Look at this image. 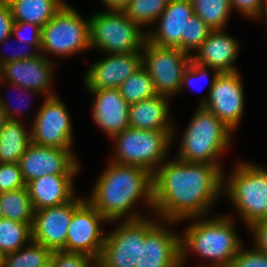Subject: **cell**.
I'll list each match as a JSON object with an SVG mask.
<instances>
[{"label": "cell", "mask_w": 267, "mask_h": 267, "mask_svg": "<svg viewBox=\"0 0 267 267\" xmlns=\"http://www.w3.org/2000/svg\"><path fill=\"white\" fill-rule=\"evenodd\" d=\"M75 175H45L26 184L33 207L41 210L58 206L74 199Z\"/></svg>", "instance_id": "7402d4cb"}, {"label": "cell", "mask_w": 267, "mask_h": 267, "mask_svg": "<svg viewBox=\"0 0 267 267\" xmlns=\"http://www.w3.org/2000/svg\"><path fill=\"white\" fill-rule=\"evenodd\" d=\"M38 53H35L34 51L32 53H28L27 51H25V53H16L13 54L9 57H5V58H1L0 56V67L3 66L4 64L11 62V61H18V60H23V59H29V58H33L38 56Z\"/></svg>", "instance_id": "b9f144b4"}, {"label": "cell", "mask_w": 267, "mask_h": 267, "mask_svg": "<svg viewBox=\"0 0 267 267\" xmlns=\"http://www.w3.org/2000/svg\"><path fill=\"white\" fill-rule=\"evenodd\" d=\"M212 31L208 25L194 14L186 23L185 36L181 37V51L190 54V51L198 50Z\"/></svg>", "instance_id": "1f68e13d"}, {"label": "cell", "mask_w": 267, "mask_h": 267, "mask_svg": "<svg viewBox=\"0 0 267 267\" xmlns=\"http://www.w3.org/2000/svg\"><path fill=\"white\" fill-rule=\"evenodd\" d=\"M31 28L32 31L30 32L29 36H22L23 30ZM22 31V32H21ZM11 34L18 36L19 38V43H27V45L35 50L40 51L41 48V36H42V28L35 25V24H30L26 22H14L12 25V32ZM23 41V42H22Z\"/></svg>", "instance_id": "e575fe53"}, {"label": "cell", "mask_w": 267, "mask_h": 267, "mask_svg": "<svg viewBox=\"0 0 267 267\" xmlns=\"http://www.w3.org/2000/svg\"><path fill=\"white\" fill-rule=\"evenodd\" d=\"M170 0H130L123 8L127 17L139 26L156 21Z\"/></svg>", "instance_id": "4dcf8cb0"}, {"label": "cell", "mask_w": 267, "mask_h": 267, "mask_svg": "<svg viewBox=\"0 0 267 267\" xmlns=\"http://www.w3.org/2000/svg\"><path fill=\"white\" fill-rule=\"evenodd\" d=\"M91 262L97 267L96 259L85 254L67 252L64 250L52 251L50 257L52 267H94Z\"/></svg>", "instance_id": "d6a6232c"}, {"label": "cell", "mask_w": 267, "mask_h": 267, "mask_svg": "<svg viewBox=\"0 0 267 267\" xmlns=\"http://www.w3.org/2000/svg\"><path fill=\"white\" fill-rule=\"evenodd\" d=\"M167 96L156 95L129 106V126L134 129L166 130L172 137L174 129L169 122Z\"/></svg>", "instance_id": "603a6c76"}, {"label": "cell", "mask_w": 267, "mask_h": 267, "mask_svg": "<svg viewBox=\"0 0 267 267\" xmlns=\"http://www.w3.org/2000/svg\"><path fill=\"white\" fill-rule=\"evenodd\" d=\"M118 90L129 105L157 95L153 80L143 66L122 82Z\"/></svg>", "instance_id": "f1b7e54d"}, {"label": "cell", "mask_w": 267, "mask_h": 267, "mask_svg": "<svg viewBox=\"0 0 267 267\" xmlns=\"http://www.w3.org/2000/svg\"><path fill=\"white\" fill-rule=\"evenodd\" d=\"M2 255L0 267H45L50 263L52 251L34 240L26 249Z\"/></svg>", "instance_id": "4316f807"}, {"label": "cell", "mask_w": 267, "mask_h": 267, "mask_svg": "<svg viewBox=\"0 0 267 267\" xmlns=\"http://www.w3.org/2000/svg\"><path fill=\"white\" fill-rule=\"evenodd\" d=\"M232 225L228 216L203 219L190 225L184 231V237H180L181 266L189 250L203 258H210L212 267H231L234 258L242 249Z\"/></svg>", "instance_id": "3957f363"}, {"label": "cell", "mask_w": 267, "mask_h": 267, "mask_svg": "<svg viewBox=\"0 0 267 267\" xmlns=\"http://www.w3.org/2000/svg\"><path fill=\"white\" fill-rule=\"evenodd\" d=\"M231 267H267V255L256 248L249 251L240 249Z\"/></svg>", "instance_id": "d590c367"}, {"label": "cell", "mask_w": 267, "mask_h": 267, "mask_svg": "<svg viewBox=\"0 0 267 267\" xmlns=\"http://www.w3.org/2000/svg\"><path fill=\"white\" fill-rule=\"evenodd\" d=\"M90 45L109 54L132 53L143 49L147 33L122 10H107L90 19Z\"/></svg>", "instance_id": "8992f818"}, {"label": "cell", "mask_w": 267, "mask_h": 267, "mask_svg": "<svg viewBox=\"0 0 267 267\" xmlns=\"http://www.w3.org/2000/svg\"><path fill=\"white\" fill-rule=\"evenodd\" d=\"M14 23L8 2L0 0V44L11 38Z\"/></svg>", "instance_id": "8d00e7d4"}, {"label": "cell", "mask_w": 267, "mask_h": 267, "mask_svg": "<svg viewBox=\"0 0 267 267\" xmlns=\"http://www.w3.org/2000/svg\"><path fill=\"white\" fill-rule=\"evenodd\" d=\"M231 133L214 113L199 106L184 132L177 158L219 165L218 156L229 146Z\"/></svg>", "instance_id": "277c9868"}, {"label": "cell", "mask_w": 267, "mask_h": 267, "mask_svg": "<svg viewBox=\"0 0 267 267\" xmlns=\"http://www.w3.org/2000/svg\"><path fill=\"white\" fill-rule=\"evenodd\" d=\"M237 41L223 33V30H213L202 42L197 54L192 60L205 66L208 70H217L220 73L236 72L234 62L238 58Z\"/></svg>", "instance_id": "44dd1931"}, {"label": "cell", "mask_w": 267, "mask_h": 267, "mask_svg": "<svg viewBox=\"0 0 267 267\" xmlns=\"http://www.w3.org/2000/svg\"><path fill=\"white\" fill-rule=\"evenodd\" d=\"M32 225L7 218L0 219V254L15 252L32 240Z\"/></svg>", "instance_id": "83f0119b"}, {"label": "cell", "mask_w": 267, "mask_h": 267, "mask_svg": "<svg viewBox=\"0 0 267 267\" xmlns=\"http://www.w3.org/2000/svg\"><path fill=\"white\" fill-rule=\"evenodd\" d=\"M14 22H26L43 28L64 6L63 0H6Z\"/></svg>", "instance_id": "cb8c5ba5"}, {"label": "cell", "mask_w": 267, "mask_h": 267, "mask_svg": "<svg viewBox=\"0 0 267 267\" xmlns=\"http://www.w3.org/2000/svg\"><path fill=\"white\" fill-rule=\"evenodd\" d=\"M45 267H52V265H51V263H49L47 266H45Z\"/></svg>", "instance_id": "bcb514c9"}, {"label": "cell", "mask_w": 267, "mask_h": 267, "mask_svg": "<svg viewBox=\"0 0 267 267\" xmlns=\"http://www.w3.org/2000/svg\"><path fill=\"white\" fill-rule=\"evenodd\" d=\"M194 14L212 30H223L232 10L230 0H191Z\"/></svg>", "instance_id": "f546056e"}, {"label": "cell", "mask_w": 267, "mask_h": 267, "mask_svg": "<svg viewBox=\"0 0 267 267\" xmlns=\"http://www.w3.org/2000/svg\"><path fill=\"white\" fill-rule=\"evenodd\" d=\"M31 129L33 144L60 149H70L72 123L64 103L55 95H46Z\"/></svg>", "instance_id": "30bf717a"}, {"label": "cell", "mask_w": 267, "mask_h": 267, "mask_svg": "<svg viewBox=\"0 0 267 267\" xmlns=\"http://www.w3.org/2000/svg\"><path fill=\"white\" fill-rule=\"evenodd\" d=\"M145 218V239L135 267H182L180 237Z\"/></svg>", "instance_id": "2e32d148"}, {"label": "cell", "mask_w": 267, "mask_h": 267, "mask_svg": "<svg viewBox=\"0 0 267 267\" xmlns=\"http://www.w3.org/2000/svg\"><path fill=\"white\" fill-rule=\"evenodd\" d=\"M142 53L143 67L152 78L157 94L169 98L179 92L183 73L192 60V54L178 48L159 47L147 40Z\"/></svg>", "instance_id": "9c48e42d"}, {"label": "cell", "mask_w": 267, "mask_h": 267, "mask_svg": "<svg viewBox=\"0 0 267 267\" xmlns=\"http://www.w3.org/2000/svg\"><path fill=\"white\" fill-rule=\"evenodd\" d=\"M93 193L86 199L107 221L143 218L131 212L135 201L145 198V203L154 206L153 174L145 168L111 162L101 174Z\"/></svg>", "instance_id": "7a4b0ae2"}, {"label": "cell", "mask_w": 267, "mask_h": 267, "mask_svg": "<svg viewBox=\"0 0 267 267\" xmlns=\"http://www.w3.org/2000/svg\"><path fill=\"white\" fill-rule=\"evenodd\" d=\"M194 15L191 0H170L159 16V28L147 34V41L159 47L181 50L187 21Z\"/></svg>", "instance_id": "ffe728a7"}, {"label": "cell", "mask_w": 267, "mask_h": 267, "mask_svg": "<svg viewBox=\"0 0 267 267\" xmlns=\"http://www.w3.org/2000/svg\"><path fill=\"white\" fill-rule=\"evenodd\" d=\"M249 228L254 232L255 248L267 255V220L256 222Z\"/></svg>", "instance_id": "f35d334b"}, {"label": "cell", "mask_w": 267, "mask_h": 267, "mask_svg": "<svg viewBox=\"0 0 267 267\" xmlns=\"http://www.w3.org/2000/svg\"><path fill=\"white\" fill-rule=\"evenodd\" d=\"M108 10H123L130 0H101Z\"/></svg>", "instance_id": "7bdbcfd3"}, {"label": "cell", "mask_w": 267, "mask_h": 267, "mask_svg": "<svg viewBox=\"0 0 267 267\" xmlns=\"http://www.w3.org/2000/svg\"><path fill=\"white\" fill-rule=\"evenodd\" d=\"M207 67L202 66L200 64H197L195 61L191 60L188 67L185 69L182 77V82H181V89L184 86V84L188 85L190 84L193 79H197L198 77H205L208 75L207 73ZM190 87V85H189Z\"/></svg>", "instance_id": "ab89813d"}, {"label": "cell", "mask_w": 267, "mask_h": 267, "mask_svg": "<svg viewBox=\"0 0 267 267\" xmlns=\"http://www.w3.org/2000/svg\"><path fill=\"white\" fill-rule=\"evenodd\" d=\"M225 186L229 199L240 212L248 227L267 220V170L242 163Z\"/></svg>", "instance_id": "5b68a950"}, {"label": "cell", "mask_w": 267, "mask_h": 267, "mask_svg": "<svg viewBox=\"0 0 267 267\" xmlns=\"http://www.w3.org/2000/svg\"><path fill=\"white\" fill-rule=\"evenodd\" d=\"M109 54L87 70L84 84L87 89L118 88L129 76L143 66V53Z\"/></svg>", "instance_id": "e0dca14e"}, {"label": "cell", "mask_w": 267, "mask_h": 267, "mask_svg": "<svg viewBox=\"0 0 267 267\" xmlns=\"http://www.w3.org/2000/svg\"><path fill=\"white\" fill-rule=\"evenodd\" d=\"M116 143L115 159L112 162L147 169L152 174L159 168L172 136L166 130L126 128L112 137ZM158 166V167H157Z\"/></svg>", "instance_id": "52a82bcc"}, {"label": "cell", "mask_w": 267, "mask_h": 267, "mask_svg": "<svg viewBox=\"0 0 267 267\" xmlns=\"http://www.w3.org/2000/svg\"><path fill=\"white\" fill-rule=\"evenodd\" d=\"M107 220L87 200L73 213L66 238V251L88 255L98 261L106 235L100 223Z\"/></svg>", "instance_id": "4fadbf2b"}, {"label": "cell", "mask_w": 267, "mask_h": 267, "mask_svg": "<svg viewBox=\"0 0 267 267\" xmlns=\"http://www.w3.org/2000/svg\"><path fill=\"white\" fill-rule=\"evenodd\" d=\"M3 218V211L1 209V206H0V219Z\"/></svg>", "instance_id": "f6af8a7d"}, {"label": "cell", "mask_w": 267, "mask_h": 267, "mask_svg": "<svg viewBox=\"0 0 267 267\" xmlns=\"http://www.w3.org/2000/svg\"><path fill=\"white\" fill-rule=\"evenodd\" d=\"M51 64L41 52L33 58L11 61L0 67V80L6 78L11 85L22 90L49 93L53 75Z\"/></svg>", "instance_id": "ac0fdd59"}, {"label": "cell", "mask_w": 267, "mask_h": 267, "mask_svg": "<svg viewBox=\"0 0 267 267\" xmlns=\"http://www.w3.org/2000/svg\"><path fill=\"white\" fill-rule=\"evenodd\" d=\"M20 120H7L0 132V163H18L32 143ZM28 133V134H27Z\"/></svg>", "instance_id": "d4e9b609"}, {"label": "cell", "mask_w": 267, "mask_h": 267, "mask_svg": "<svg viewBox=\"0 0 267 267\" xmlns=\"http://www.w3.org/2000/svg\"><path fill=\"white\" fill-rule=\"evenodd\" d=\"M263 13H266V16H267V0H263V5L257 18L261 17Z\"/></svg>", "instance_id": "ee69618b"}, {"label": "cell", "mask_w": 267, "mask_h": 267, "mask_svg": "<svg viewBox=\"0 0 267 267\" xmlns=\"http://www.w3.org/2000/svg\"><path fill=\"white\" fill-rule=\"evenodd\" d=\"M80 198L58 206L36 210L32 225V240L51 251H66V238L73 213L85 202Z\"/></svg>", "instance_id": "9a60e30c"}, {"label": "cell", "mask_w": 267, "mask_h": 267, "mask_svg": "<svg viewBox=\"0 0 267 267\" xmlns=\"http://www.w3.org/2000/svg\"><path fill=\"white\" fill-rule=\"evenodd\" d=\"M14 110L11 111V107L4 103V100L0 97V132L7 120H20L17 117H14L12 114Z\"/></svg>", "instance_id": "60d3db41"}, {"label": "cell", "mask_w": 267, "mask_h": 267, "mask_svg": "<svg viewBox=\"0 0 267 267\" xmlns=\"http://www.w3.org/2000/svg\"><path fill=\"white\" fill-rule=\"evenodd\" d=\"M145 239V217L126 220L106 235L97 267H135Z\"/></svg>", "instance_id": "8fae6325"}, {"label": "cell", "mask_w": 267, "mask_h": 267, "mask_svg": "<svg viewBox=\"0 0 267 267\" xmlns=\"http://www.w3.org/2000/svg\"><path fill=\"white\" fill-rule=\"evenodd\" d=\"M232 8H237L243 15L257 18L261 11L263 0H230Z\"/></svg>", "instance_id": "74e56055"}, {"label": "cell", "mask_w": 267, "mask_h": 267, "mask_svg": "<svg viewBox=\"0 0 267 267\" xmlns=\"http://www.w3.org/2000/svg\"><path fill=\"white\" fill-rule=\"evenodd\" d=\"M71 149L43 147L31 143L18 164L27 184L45 175H75L79 165Z\"/></svg>", "instance_id": "5bb4252c"}, {"label": "cell", "mask_w": 267, "mask_h": 267, "mask_svg": "<svg viewBox=\"0 0 267 267\" xmlns=\"http://www.w3.org/2000/svg\"><path fill=\"white\" fill-rule=\"evenodd\" d=\"M26 187L18 163H0V193Z\"/></svg>", "instance_id": "836d02e7"}, {"label": "cell", "mask_w": 267, "mask_h": 267, "mask_svg": "<svg viewBox=\"0 0 267 267\" xmlns=\"http://www.w3.org/2000/svg\"><path fill=\"white\" fill-rule=\"evenodd\" d=\"M209 97L199 106L214 113L232 131L238 126L244 107V92L238 72L214 70Z\"/></svg>", "instance_id": "7c38bea8"}, {"label": "cell", "mask_w": 267, "mask_h": 267, "mask_svg": "<svg viewBox=\"0 0 267 267\" xmlns=\"http://www.w3.org/2000/svg\"><path fill=\"white\" fill-rule=\"evenodd\" d=\"M86 48H91L89 19L65 3L42 28L40 52L68 56Z\"/></svg>", "instance_id": "ba28073f"}, {"label": "cell", "mask_w": 267, "mask_h": 267, "mask_svg": "<svg viewBox=\"0 0 267 267\" xmlns=\"http://www.w3.org/2000/svg\"><path fill=\"white\" fill-rule=\"evenodd\" d=\"M3 218L33 224L35 209L27 187L0 193Z\"/></svg>", "instance_id": "484cf974"}, {"label": "cell", "mask_w": 267, "mask_h": 267, "mask_svg": "<svg viewBox=\"0 0 267 267\" xmlns=\"http://www.w3.org/2000/svg\"><path fill=\"white\" fill-rule=\"evenodd\" d=\"M221 165L184 162L161 164L153 173V212L164 222L205 215L224 185Z\"/></svg>", "instance_id": "6da1fadb"}, {"label": "cell", "mask_w": 267, "mask_h": 267, "mask_svg": "<svg viewBox=\"0 0 267 267\" xmlns=\"http://www.w3.org/2000/svg\"><path fill=\"white\" fill-rule=\"evenodd\" d=\"M95 97L92 114L95 123L112 138L129 126V104L118 88L88 89Z\"/></svg>", "instance_id": "d6986e66"}]
</instances>
